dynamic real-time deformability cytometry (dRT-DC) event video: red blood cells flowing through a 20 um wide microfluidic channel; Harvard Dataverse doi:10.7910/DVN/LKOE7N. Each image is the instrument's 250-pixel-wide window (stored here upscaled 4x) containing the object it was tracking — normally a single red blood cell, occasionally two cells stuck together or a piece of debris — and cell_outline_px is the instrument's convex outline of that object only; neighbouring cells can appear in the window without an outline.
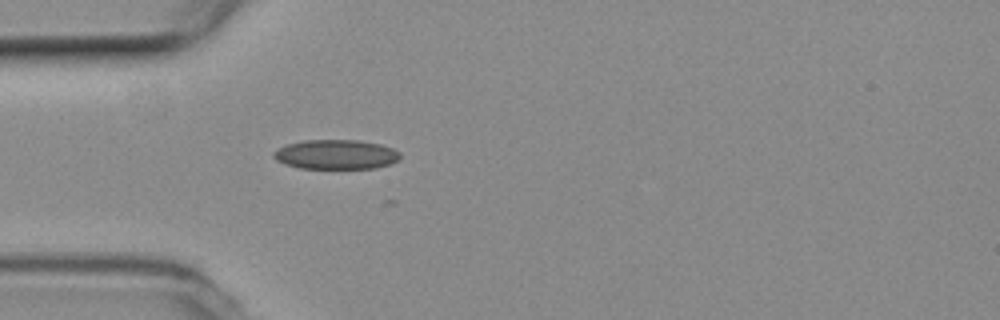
{"species": "common noctule bat (a hibernating species)", "species_latin": "Nyctalus noctula", "temperature_condition": "room temperature", "stored_images_in_passage": 14, "camera_frame_rate_fps": 3000, "um_per_image_px": 0.085, "animal": {"sex": "female", "body_mass_g": 19.3, "forearm_length_mm": 54.1}, "frame": {"image": 1, "passage_image": 1, "time_ms": 0.0, "image_size_px": [1000, 320], "cell_outline_px": [[400, 156], [396, 160], [388, 164], [372, 168], [300, 168], [284, 164], [276, 160], [272, 156], [272, 152], [276, 148], [288, 144], [304, 140], [356, 140], [380, 144], [392, 148], [400, 152]], "centroid_in_image_um": [28.49, 13.12], "position_along_channel_um": 56.5, "area_um2": 21.68}}
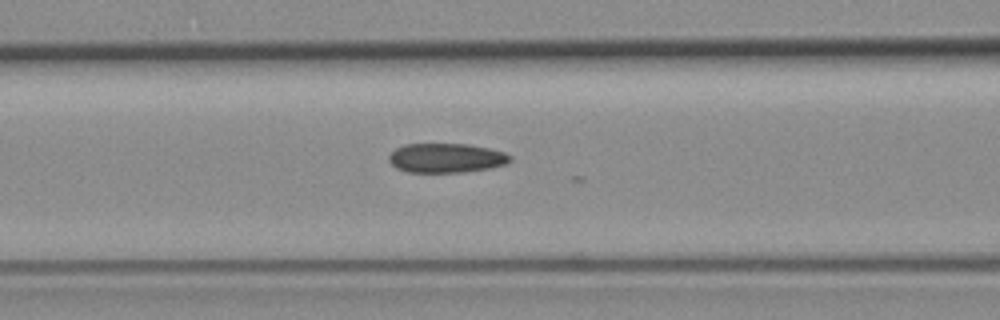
{"frame": {"image": 2, "passage_image": 7, "time_ms": 2.0, "image_size_px": [1000, 320], "cell_outline_px": [[512, 160], [504, 164], [488, 168], [464, 172], [408, 172], [396, 168], [388, 160], [388, 156], [396, 148], [404, 144], [468, 144], [488, 148], [504, 152], [512, 156]], "centroid_in_image_um": [37.91, 13.42], "position_along_channel_um": 128.7, "area_um2": 20.69}}
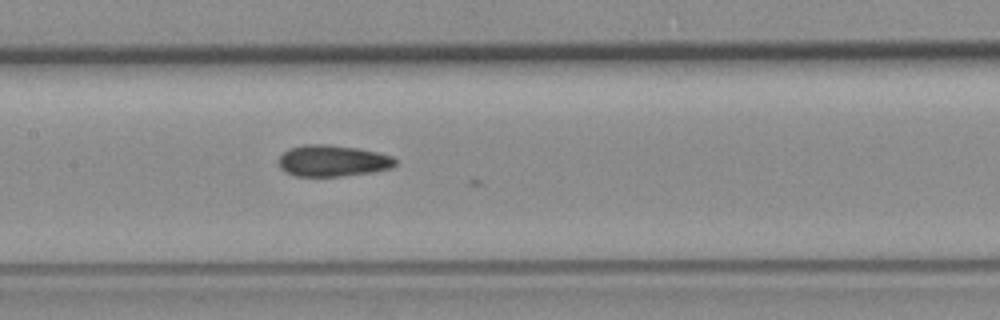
{"frame": {"image": 3, "passage_image": 11, "time_ms": 3.333, "image_size_px": [1000, 320], "cell_outline_px": [[396, 164], [388, 168], [372, 172], [344, 176], [296, 176], [284, 172], [280, 168], [280, 156], [284, 152], [292, 148], [304, 144], [328, 144], [356, 148], [376, 152], [392, 156], [396, 160]], "centroid_in_image_um": [28.26, 13.67], "position_along_channel_um": 179.1, "area_um2": 21.15}}